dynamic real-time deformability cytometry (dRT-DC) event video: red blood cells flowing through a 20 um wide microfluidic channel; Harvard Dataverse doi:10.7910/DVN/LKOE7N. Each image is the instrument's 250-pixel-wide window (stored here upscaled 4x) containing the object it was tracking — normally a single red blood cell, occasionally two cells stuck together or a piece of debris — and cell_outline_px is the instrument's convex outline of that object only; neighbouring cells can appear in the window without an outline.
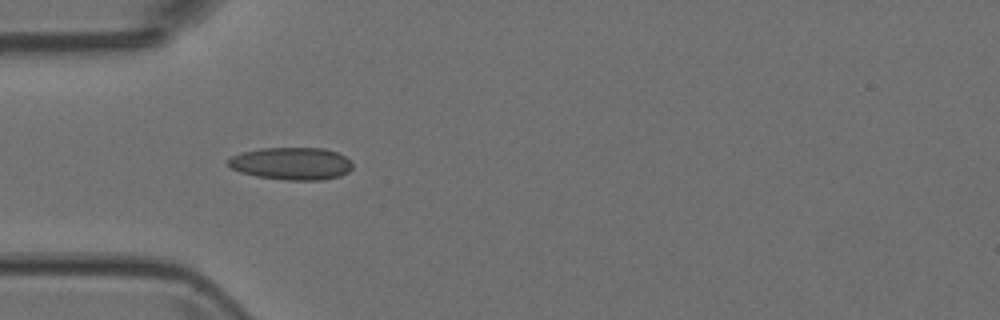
{"species": "Egyptian fruit bat (a non-hibernating species)", "species_latin": "Rousettus aegyptiacus", "temperature_condition": "room temperature", "stored_images_in_passage": 5, "camera_frame_rate_fps": 3000, "um_per_image_px": 0.085, "animal": {"sex": "female"}, "frame": {"image": 1, "passage_image": 4, "time_ms": 1.0, "image_size_px": [1000, 320], "cell_outline_px": [[352, 168], [348, 172], [340, 176], [320, 180], [288, 180], [256, 176], [240, 172], [232, 168], [228, 164], [228, 160], [232, 156], [240, 152], [260, 148], [324, 148], [336, 152], [344, 156], [352, 164]], "centroid_in_image_um": [24.76, 13.9], "position_along_channel_um": 60.2, "area_um2": 23.47}}
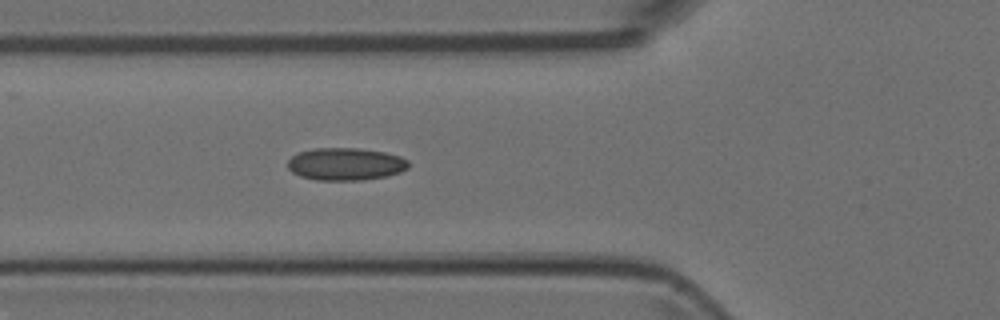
{"frame": {"image": 2, "passage_image": 5, "time_ms": 1.333, "image_size_px": [1000, 320], "cell_outline_px": [[408, 168], [400, 172], [388, 176], [364, 180], [316, 180], [300, 176], [292, 172], [288, 168], [288, 160], [292, 156], [300, 152], [312, 148], [360, 148], [384, 152], [400, 156], [408, 160]], "centroid_in_image_um": [29.38, 13.95], "position_along_channel_um": 96.4, "area_um2": 23.0}}